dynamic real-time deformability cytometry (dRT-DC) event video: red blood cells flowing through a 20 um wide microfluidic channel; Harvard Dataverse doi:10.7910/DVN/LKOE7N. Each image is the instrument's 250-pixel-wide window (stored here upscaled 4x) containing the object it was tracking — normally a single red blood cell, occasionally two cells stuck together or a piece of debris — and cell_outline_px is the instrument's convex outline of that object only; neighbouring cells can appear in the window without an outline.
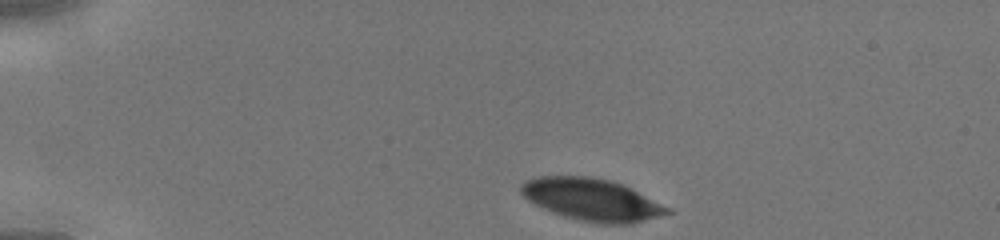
{"species": "human", "species_latin": "Homo sapiens", "temperature_condition": "cold", "stored_images_in_passage": 31, "camera_frame_rate_fps": 3000, "um_per_image_px": 0.085, "donor": {"sex": "male"}, "frame": {"image": 1, "passage_image": 1, "time_ms": 0.0, "image_size_px": [1000, 240], "cell_outline_px": [[672, 212], [632, 224], [596, 224], [564, 216], [552, 212], [528, 200], [520, 192], [520, 184], [536, 176], [588, 176], [608, 180], [620, 184], [672, 208]], "centroid_in_image_um": [50.29, 16.98], "position_along_channel_um": 34.7, "area_um2": 35.66}}
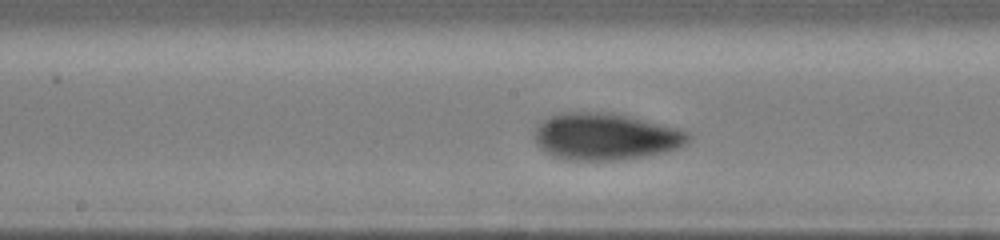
{"frame": {"image": 2, "passage_image": 16, "time_ms": 5.0, "image_size_px": [1000, 240], "cell_outline_px": [[692, 140], [676, 148], [664, 152], [624, 160], [568, 160], [552, 156], [540, 148], [536, 144], [532, 136], [536, 124], [548, 116], [560, 112], [612, 112], [632, 116], [676, 128], [688, 132], [692, 136]], "centroid_in_image_um": [51.41, 11.6], "position_along_channel_um": 196.8, "area_um2": 42.66}}
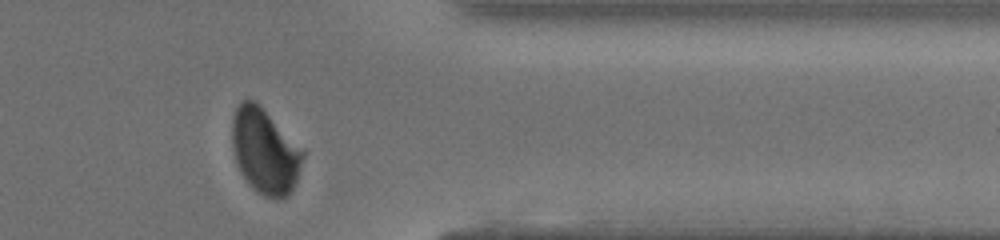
{"frame": {"image": 3, "passage_image": 29, "time_ms": 9.333, "image_size_px": [1000, 240], "cell_outline_px": [[304, 156], [296, 180], [288, 196], [280, 200], [276, 200], [264, 196], [252, 188], [248, 184], [240, 172], [236, 164], [232, 148], [232, 116], [240, 100], [256, 100], [260, 104], [304, 152]], "centroid_in_image_um": [22.47, 12.85], "position_along_channel_um": 388.9, "area_um2": 35.2}}